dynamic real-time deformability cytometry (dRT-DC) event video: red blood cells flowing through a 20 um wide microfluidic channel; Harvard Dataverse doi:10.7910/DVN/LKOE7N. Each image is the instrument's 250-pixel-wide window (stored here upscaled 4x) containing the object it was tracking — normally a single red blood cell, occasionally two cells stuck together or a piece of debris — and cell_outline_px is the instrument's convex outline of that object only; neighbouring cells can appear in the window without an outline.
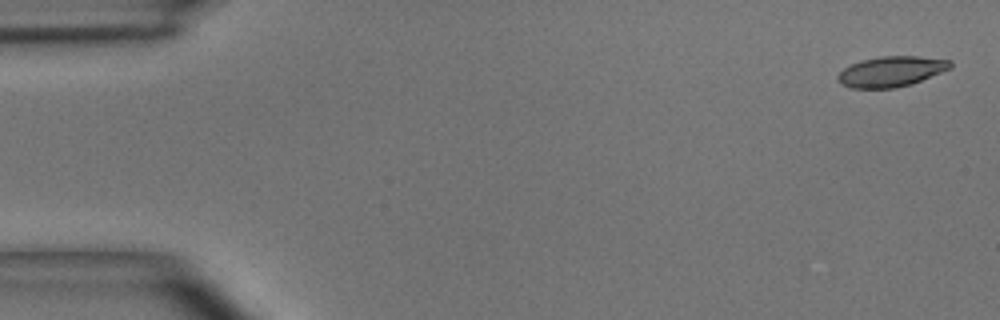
{"species": "common noctule bat (a hibernating species)", "species_latin": "Nyctalus noctula", "temperature_condition": "room temperature", "stored_images_in_passage": 5, "camera_frame_rate_fps": 3000, "um_per_image_px": 0.085, "animal": {"sex": "male", "body_mass_g": 15.6}, "frame": {"image": 1, "passage_image": 1, "time_ms": 0.0, "image_size_px": [1000, 320], "cell_outline_px": [[952, 68], [912, 84], [896, 88], [852, 88], [840, 84], [836, 80], [836, 76], [844, 68], [860, 60], [880, 56], [916, 56], [952, 60]], "centroid_in_image_um": [75.75, 6.08], "position_along_channel_um": 9.3, "area_um2": 20.11}}
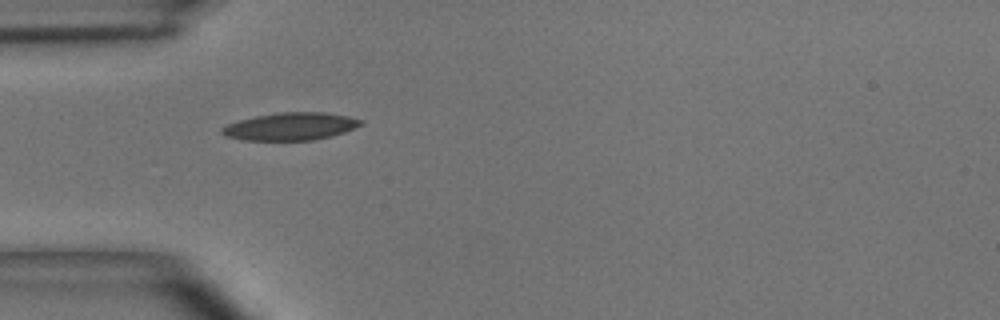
{"frame": {"image": 2, "passage_image": 4, "time_ms": 1.0, "image_size_px": [1000, 320], "cell_outline_px": [[364, 124], [344, 132], [332, 136], [312, 140], [244, 140], [224, 136], [220, 132], [220, 128], [228, 124], [240, 120], [256, 116], [280, 112], [324, 112], [348, 116], [364, 120]], "centroid_in_image_um": [24.71, 10.74], "position_along_channel_um": 60.3, "area_um2": 22.37}}
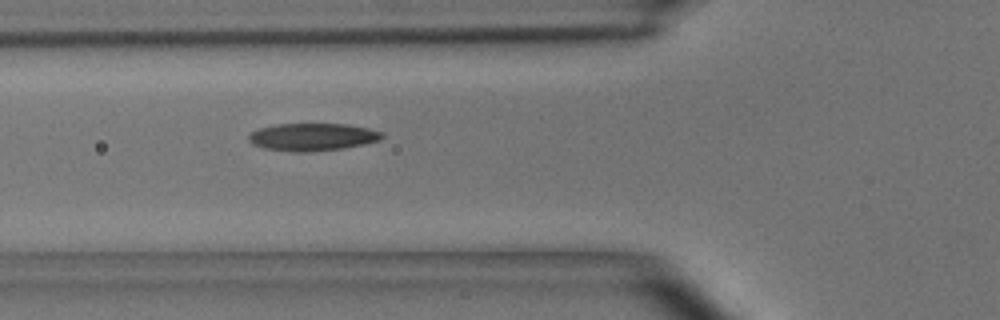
{"frame": {"image": 3, "passage_image": 5, "time_ms": 1.333, "image_size_px": [1000, 320], "cell_outline_px": [[384, 136], [380, 140], [364, 144], [344, 148], [312, 152], [292, 152], [264, 148], [252, 144], [248, 140], [248, 136], [252, 132], [260, 128], [276, 124], [348, 124], [368, 128], [384, 132]], "centroid_in_image_um": [26.58, 11.65], "position_along_channel_um": 99.2, "area_um2": 21.56}}